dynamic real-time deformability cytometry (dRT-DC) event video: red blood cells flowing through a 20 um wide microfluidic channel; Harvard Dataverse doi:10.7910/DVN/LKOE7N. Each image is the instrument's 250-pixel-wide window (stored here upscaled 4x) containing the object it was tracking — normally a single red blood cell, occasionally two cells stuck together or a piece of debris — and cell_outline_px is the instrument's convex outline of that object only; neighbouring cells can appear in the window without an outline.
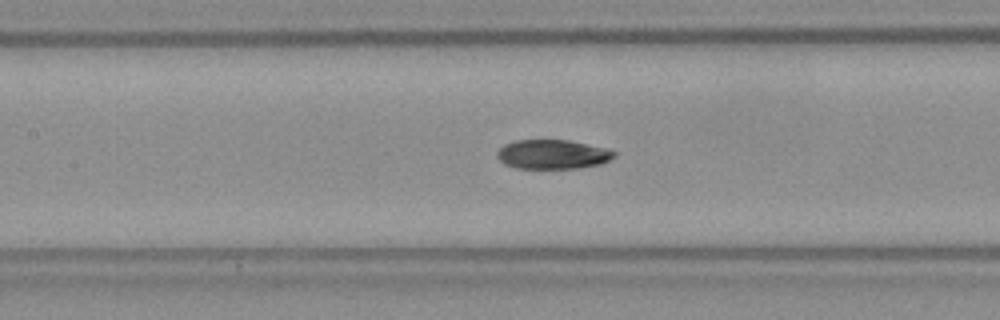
{"species": "Egyptian fruit bat (a non-hibernating species)", "species_latin": "Rousettus aegyptiacus", "temperature_condition": "room temperature", "stored_images_in_passage": 53, "camera_frame_rate_fps": 3000, "um_per_image_px": 0.085, "frame": {"image": 1, "passage_image": 23, "time_ms": 7.333, "image_size_px": [1000, 320], "cell_outline_px": [[616, 156], [600, 164], [576, 168], [516, 168], [504, 164], [496, 156], [496, 152], [504, 144], [516, 140], [568, 140], [608, 148], [616, 152]], "centroid_in_image_um": [46.96, 13.11], "position_along_channel_um": 160.4, "area_um2": 20.0}}
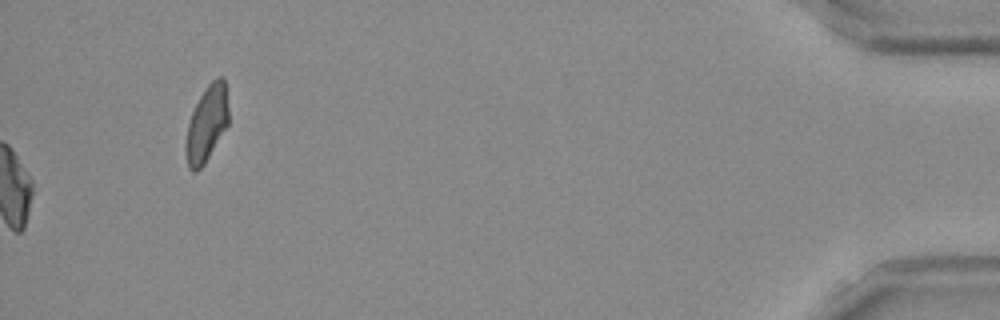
{"frame": {"image": 2, "passage_image": 53, "time_ms": 17.333, "image_size_px": [1000, 320], "cell_outline_px": [[228, 124], [204, 164], [196, 172], [192, 172], [188, 168], [184, 144], [188, 124], [192, 112], [204, 88], [216, 76], [224, 76], [228, 108]], "centroid_in_image_um": [17.56, 10.51], "position_along_channel_um": 417.6, "area_um2": 18.96}, "authors_computed_cell_mechanics": {"area_um2": 20.4612, "velocity_mm_per_s": 3.8414, "shape_relaxation_time_tau1_ms": 9.1609, "shape_relaxation_time_tau2_ms": null, "deformation_change_tau1": 0.1942, "deformation_change_tau2": null}}